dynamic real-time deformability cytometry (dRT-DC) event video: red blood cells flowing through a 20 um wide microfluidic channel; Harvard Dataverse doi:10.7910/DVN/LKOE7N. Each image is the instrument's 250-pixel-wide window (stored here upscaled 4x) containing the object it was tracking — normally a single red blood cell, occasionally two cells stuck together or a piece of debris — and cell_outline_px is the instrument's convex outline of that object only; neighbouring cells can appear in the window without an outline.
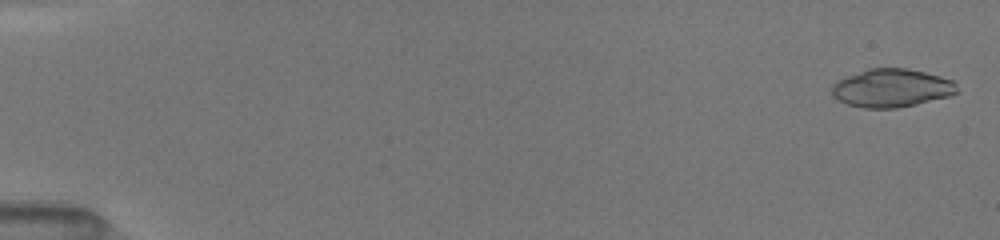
{"species": "common noctule bat (a hibernating species)", "species_latin": "Nyctalus noctula", "temperature_condition": "room temperature", "stored_images_in_passage": 30, "camera_frame_rate_fps": 3000, "um_per_image_px": 0.085, "animal": {"sex": "female", "body_mass_g": 19.5, "forearm_length_mm": 54.1}, "frame": {"image": 1, "passage_image": 4, "time_ms": 0.333, "image_size_px": [1000, 240], "cell_outline_px": [[960, 92], [952, 96], [916, 104], [896, 108], [864, 108], [848, 104], [832, 96], [832, 84], [836, 80], [868, 68], [908, 68], [940, 76], [952, 80], [956, 84]], "centroid_in_image_um": [75.81, 7.48], "position_along_channel_um": 9.2, "area_um2": 28.09}}
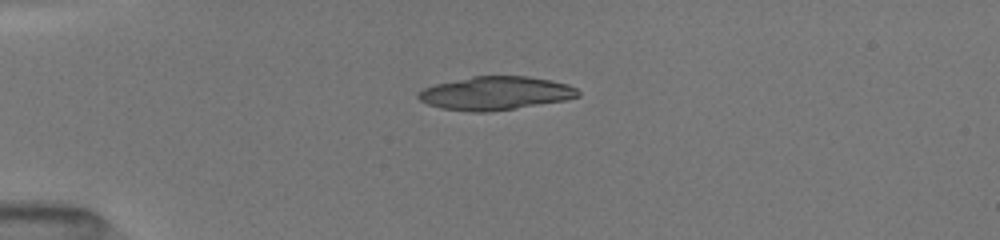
{"frame": {"image": 2, "passage_image": 24, "time_ms": 4.333, "image_size_px": [1000, 240], "cell_outline_px": [[580, 96], [564, 100], [516, 108], [488, 112], [472, 112], [440, 108], [428, 104], [420, 100], [416, 96], [416, 92], [424, 88], [436, 84], [472, 76], [528, 76], [568, 84], [576, 88], [580, 92]], "centroid_in_image_um": [42.09, 7.92], "position_along_channel_um": 42.9, "area_um2": 31.04}}